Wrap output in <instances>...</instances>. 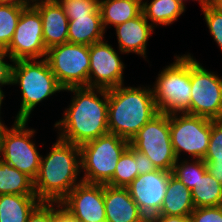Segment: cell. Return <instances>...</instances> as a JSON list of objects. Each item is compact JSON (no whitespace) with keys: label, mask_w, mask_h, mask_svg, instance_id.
<instances>
[{"label":"cell","mask_w":222,"mask_h":222,"mask_svg":"<svg viewBox=\"0 0 222 222\" xmlns=\"http://www.w3.org/2000/svg\"><path fill=\"white\" fill-rule=\"evenodd\" d=\"M96 90V92H95ZM75 95L64 112V118L55 123L61 132L59 139L81 146L108 130V90L91 87H71L65 89ZM99 96H103L100 99Z\"/></svg>","instance_id":"6da1fadb"},{"label":"cell","mask_w":222,"mask_h":222,"mask_svg":"<svg viewBox=\"0 0 222 222\" xmlns=\"http://www.w3.org/2000/svg\"><path fill=\"white\" fill-rule=\"evenodd\" d=\"M80 148L58 138L49 154L41 156L33 181L35 195L42 202H60L77 184L80 174Z\"/></svg>","instance_id":"7a4b0ae2"},{"label":"cell","mask_w":222,"mask_h":222,"mask_svg":"<svg viewBox=\"0 0 222 222\" xmlns=\"http://www.w3.org/2000/svg\"><path fill=\"white\" fill-rule=\"evenodd\" d=\"M123 86L108 90V130L130 142L159 112L150 87Z\"/></svg>","instance_id":"3957f363"},{"label":"cell","mask_w":222,"mask_h":222,"mask_svg":"<svg viewBox=\"0 0 222 222\" xmlns=\"http://www.w3.org/2000/svg\"><path fill=\"white\" fill-rule=\"evenodd\" d=\"M11 84H19L22 92L21 107L15 120L28 121L38 103L56 92L64 91L45 58L14 61Z\"/></svg>","instance_id":"277c9868"},{"label":"cell","mask_w":222,"mask_h":222,"mask_svg":"<svg viewBox=\"0 0 222 222\" xmlns=\"http://www.w3.org/2000/svg\"><path fill=\"white\" fill-rule=\"evenodd\" d=\"M175 58L156 78L152 88L155 105L159 113L190 114V54Z\"/></svg>","instance_id":"5b68a950"},{"label":"cell","mask_w":222,"mask_h":222,"mask_svg":"<svg viewBox=\"0 0 222 222\" xmlns=\"http://www.w3.org/2000/svg\"><path fill=\"white\" fill-rule=\"evenodd\" d=\"M128 145V140L108 132L79 146L81 169L85 172L82 180L87 183L107 184Z\"/></svg>","instance_id":"8992f818"},{"label":"cell","mask_w":222,"mask_h":222,"mask_svg":"<svg viewBox=\"0 0 222 222\" xmlns=\"http://www.w3.org/2000/svg\"><path fill=\"white\" fill-rule=\"evenodd\" d=\"M45 59L64 90L89 87V46L63 43L48 49Z\"/></svg>","instance_id":"52a82bcc"},{"label":"cell","mask_w":222,"mask_h":222,"mask_svg":"<svg viewBox=\"0 0 222 222\" xmlns=\"http://www.w3.org/2000/svg\"><path fill=\"white\" fill-rule=\"evenodd\" d=\"M26 120H15L12 128L0 135V159L26 174L33 181L38 174L41 156L31 138L34 129H28Z\"/></svg>","instance_id":"ba28073f"},{"label":"cell","mask_w":222,"mask_h":222,"mask_svg":"<svg viewBox=\"0 0 222 222\" xmlns=\"http://www.w3.org/2000/svg\"><path fill=\"white\" fill-rule=\"evenodd\" d=\"M129 144L149 158L157 169L172 172L178 160L171 142L169 115L158 113Z\"/></svg>","instance_id":"9c48e42d"},{"label":"cell","mask_w":222,"mask_h":222,"mask_svg":"<svg viewBox=\"0 0 222 222\" xmlns=\"http://www.w3.org/2000/svg\"><path fill=\"white\" fill-rule=\"evenodd\" d=\"M171 142L177 159L186 152L192 159H204L209 146L212 119L188 113L169 115Z\"/></svg>","instance_id":"30bf717a"},{"label":"cell","mask_w":222,"mask_h":222,"mask_svg":"<svg viewBox=\"0 0 222 222\" xmlns=\"http://www.w3.org/2000/svg\"><path fill=\"white\" fill-rule=\"evenodd\" d=\"M190 114L222 119V78L208 72L190 55Z\"/></svg>","instance_id":"8fae6325"},{"label":"cell","mask_w":222,"mask_h":222,"mask_svg":"<svg viewBox=\"0 0 222 222\" xmlns=\"http://www.w3.org/2000/svg\"><path fill=\"white\" fill-rule=\"evenodd\" d=\"M6 51L13 62L45 58L47 48L43 39L42 19L32 4L22 10L13 39Z\"/></svg>","instance_id":"7c38bea8"},{"label":"cell","mask_w":222,"mask_h":222,"mask_svg":"<svg viewBox=\"0 0 222 222\" xmlns=\"http://www.w3.org/2000/svg\"><path fill=\"white\" fill-rule=\"evenodd\" d=\"M59 203L79 222H106L104 184L82 181Z\"/></svg>","instance_id":"4fadbf2b"},{"label":"cell","mask_w":222,"mask_h":222,"mask_svg":"<svg viewBox=\"0 0 222 222\" xmlns=\"http://www.w3.org/2000/svg\"><path fill=\"white\" fill-rule=\"evenodd\" d=\"M105 40L89 46V87L112 89L123 84L124 63Z\"/></svg>","instance_id":"5bb4252c"},{"label":"cell","mask_w":222,"mask_h":222,"mask_svg":"<svg viewBox=\"0 0 222 222\" xmlns=\"http://www.w3.org/2000/svg\"><path fill=\"white\" fill-rule=\"evenodd\" d=\"M172 172L157 169L138 175L126 188L141 213L150 221L158 215L165 197Z\"/></svg>","instance_id":"9a60e30c"},{"label":"cell","mask_w":222,"mask_h":222,"mask_svg":"<svg viewBox=\"0 0 222 222\" xmlns=\"http://www.w3.org/2000/svg\"><path fill=\"white\" fill-rule=\"evenodd\" d=\"M32 5L40 13L43 39L47 50L67 43L69 19L62 5L53 0H38Z\"/></svg>","instance_id":"2e32d148"},{"label":"cell","mask_w":222,"mask_h":222,"mask_svg":"<svg viewBox=\"0 0 222 222\" xmlns=\"http://www.w3.org/2000/svg\"><path fill=\"white\" fill-rule=\"evenodd\" d=\"M106 222H149L126 187L104 184Z\"/></svg>","instance_id":"e0dca14e"},{"label":"cell","mask_w":222,"mask_h":222,"mask_svg":"<svg viewBox=\"0 0 222 222\" xmlns=\"http://www.w3.org/2000/svg\"><path fill=\"white\" fill-rule=\"evenodd\" d=\"M155 25L149 24L143 12L137 17L115 26L120 52H134L146 57V43Z\"/></svg>","instance_id":"ac0fdd59"},{"label":"cell","mask_w":222,"mask_h":222,"mask_svg":"<svg viewBox=\"0 0 222 222\" xmlns=\"http://www.w3.org/2000/svg\"><path fill=\"white\" fill-rule=\"evenodd\" d=\"M194 208L191 190L171 174L158 215L190 216Z\"/></svg>","instance_id":"d6986e66"},{"label":"cell","mask_w":222,"mask_h":222,"mask_svg":"<svg viewBox=\"0 0 222 222\" xmlns=\"http://www.w3.org/2000/svg\"><path fill=\"white\" fill-rule=\"evenodd\" d=\"M104 28L102 25L101 12L98 8L87 17H74L69 20L68 42L90 46L95 42L104 40Z\"/></svg>","instance_id":"ffe728a7"},{"label":"cell","mask_w":222,"mask_h":222,"mask_svg":"<svg viewBox=\"0 0 222 222\" xmlns=\"http://www.w3.org/2000/svg\"><path fill=\"white\" fill-rule=\"evenodd\" d=\"M41 202L36 195H0V222H27Z\"/></svg>","instance_id":"44dd1931"},{"label":"cell","mask_w":222,"mask_h":222,"mask_svg":"<svg viewBox=\"0 0 222 222\" xmlns=\"http://www.w3.org/2000/svg\"><path fill=\"white\" fill-rule=\"evenodd\" d=\"M142 0H99L102 25L114 27L137 17L142 12Z\"/></svg>","instance_id":"7402d4cb"},{"label":"cell","mask_w":222,"mask_h":222,"mask_svg":"<svg viewBox=\"0 0 222 222\" xmlns=\"http://www.w3.org/2000/svg\"><path fill=\"white\" fill-rule=\"evenodd\" d=\"M184 4L183 0H152L150 3L142 2V12L152 24L166 26L175 22L185 11Z\"/></svg>","instance_id":"603a6c76"},{"label":"cell","mask_w":222,"mask_h":222,"mask_svg":"<svg viewBox=\"0 0 222 222\" xmlns=\"http://www.w3.org/2000/svg\"><path fill=\"white\" fill-rule=\"evenodd\" d=\"M35 195L33 180L0 159V195Z\"/></svg>","instance_id":"cb8c5ba5"},{"label":"cell","mask_w":222,"mask_h":222,"mask_svg":"<svg viewBox=\"0 0 222 222\" xmlns=\"http://www.w3.org/2000/svg\"><path fill=\"white\" fill-rule=\"evenodd\" d=\"M195 208L222 206V184L206 171L191 190Z\"/></svg>","instance_id":"d4e9b609"},{"label":"cell","mask_w":222,"mask_h":222,"mask_svg":"<svg viewBox=\"0 0 222 222\" xmlns=\"http://www.w3.org/2000/svg\"><path fill=\"white\" fill-rule=\"evenodd\" d=\"M138 175V166L133 156V147L129 144L118 160L114 175L107 185L127 187Z\"/></svg>","instance_id":"484cf974"},{"label":"cell","mask_w":222,"mask_h":222,"mask_svg":"<svg viewBox=\"0 0 222 222\" xmlns=\"http://www.w3.org/2000/svg\"><path fill=\"white\" fill-rule=\"evenodd\" d=\"M27 5L0 4V47L7 49L11 43L22 10Z\"/></svg>","instance_id":"4316f807"},{"label":"cell","mask_w":222,"mask_h":222,"mask_svg":"<svg viewBox=\"0 0 222 222\" xmlns=\"http://www.w3.org/2000/svg\"><path fill=\"white\" fill-rule=\"evenodd\" d=\"M174 164L172 174L177 177L188 189L192 190L197 181L207 171L203 159H193V162H188L187 159Z\"/></svg>","instance_id":"83f0119b"},{"label":"cell","mask_w":222,"mask_h":222,"mask_svg":"<svg viewBox=\"0 0 222 222\" xmlns=\"http://www.w3.org/2000/svg\"><path fill=\"white\" fill-rule=\"evenodd\" d=\"M202 11L210 34L222 51V10L211 1L202 6Z\"/></svg>","instance_id":"f1b7e54d"},{"label":"cell","mask_w":222,"mask_h":222,"mask_svg":"<svg viewBox=\"0 0 222 222\" xmlns=\"http://www.w3.org/2000/svg\"><path fill=\"white\" fill-rule=\"evenodd\" d=\"M60 4L69 20L90 16L99 8V0H68Z\"/></svg>","instance_id":"f546056e"},{"label":"cell","mask_w":222,"mask_h":222,"mask_svg":"<svg viewBox=\"0 0 222 222\" xmlns=\"http://www.w3.org/2000/svg\"><path fill=\"white\" fill-rule=\"evenodd\" d=\"M204 159H222V119L212 120L209 146Z\"/></svg>","instance_id":"4dcf8cb0"},{"label":"cell","mask_w":222,"mask_h":222,"mask_svg":"<svg viewBox=\"0 0 222 222\" xmlns=\"http://www.w3.org/2000/svg\"><path fill=\"white\" fill-rule=\"evenodd\" d=\"M190 222H222V206L194 208Z\"/></svg>","instance_id":"1f68e13d"},{"label":"cell","mask_w":222,"mask_h":222,"mask_svg":"<svg viewBox=\"0 0 222 222\" xmlns=\"http://www.w3.org/2000/svg\"><path fill=\"white\" fill-rule=\"evenodd\" d=\"M27 222H52V202H41L29 215Z\"/></svg>","instance_id":"d6a6232c"},{"label":"cell","mask_w":222,"mask_h":222,"mask_svg":"<svg viewBox=\"0 0 222 222\" xmlns=\"http://www.w3.org/2000/svg\"><path fill=\"white\" fill-rule=\"evenodd\" d=\"M5 56L6 57L8 56L10 61L13 62L6 49L0 47V94L2 95H4V93L1 90V86L11 85L12 66H13V64H8L4 61Z\"/></svg>","instance_id":"836d02e7"},{"label":"cell","mask_w":222,"mask_h":222,"mask_svg":"<svg viewBox=\"0 0 222 222\" xmlns=\"http://www.w3.org/2000/svg\"><path fill=\"white\" fill-rule=\"evenodd\" d=\"M133 156L138 166V174H146L157 170L152 161L146 155L133 148Z\"/></svg>","instance_id":"e575fe53"},{"label":"cell","mask_w":222,"mask_h":222,"mask_svg":"<svg viewBox=\"0 0 222 222\" xmlns=\"http://www.w3.org/2000/svg\"><path fill=\"white\" fill-rule=\"evenodd\" d=\"M56 204V205H54ZM56 206V208H54ZM52 222H79L59 202H52Z\"/></svg>","instance_id":"d590c367"},{"label":"cell","mask_w":222,"mask_h":222,"mask_svg":"<svg viewBox=\"0 0 222 222\" xmlns=\"http://www.w3.org/2000/svg\"><path fill=\"white\" fill-rule=\"evenodd\" d=\"M207 171L222 184V159H203Z\"/></svg>","instance_id":"8d00e7d4"},{"label":"cell","mask_w":222,"mask_h":222,"mask_svg":"<svg viewBox=\"0 0 222 222\" xmlns=\"http://www.w3.org/2000/svg\"><path fill=\"white\" fill-rule=\"evenodd\" d=\"M149 222H190V216L156 215Z\"/></svg>","instance_id":"74e56055"},{"label":"cell","mask_w":222,"mask_h":222,"mask_svg":"<svg viewBox=\"0 0 222 222\" xmlns=\"http://www.w3.org/2000/svg\"><path fill=\"white\" fill-rule=\"evenodd\" d=\"M2 5H29L26 0H0Z\"/></svg>","instance_id":"f35d334b"},{"label":"cell","mask_w":222,"mask_h":222,"mask_svg":"<svg viewBox=\"0 0 222 222\" xmlns=\"http://www.w3.org/2000/svg\"><path fill=\"white\" fill-rule=\"evenodd\" d=\"M4 99V95L0 94V109H1V104H2V101ZM1 111V110H0ZM1 113V112H0ZM1 118V117H0ZM7 128V126H5L2 122H1V119H0V135L2 134V132Z\"/></svg>","instance_id":"ab89813d"},{"label":"cell","mask_w":222,"mask_h":222,"mask_svg":"<svg viewBox=\"0 0 222 222\" xmlns=\"http://www.w3.org/2000/svg\"><path fill=\"white\" fill-rule=\"evenodd\" d=\"M212 2H213L220 10H222V0H212Z\"/></svg>","instance_id":"60d3db41"},{"label":"cell","mask_w":222,"mask_h":222,"mask_svg":"<svg viewBox=\"0 0 222 222\" xmlns=\"http://www.w3.org/2000/svg\"><path fill=\"white\" fill-rule=\"evenodd\" d=\"M183 1H185V0H183ZM198 1H199V3L201 4V7H202L203 5L211 2L212 0H198Z\"/></svg>","instance_id":"b9f144b4"},{"label":"cell","mask_w":222,"mask_h":222,"mask_svg":"<svg viewBox=\"0 0 222 222\" xmlns=\"http://www.w3.org/2000/svg\"><path fill=\"white\" fill-rule=\"evenodd\" d=\"M29 4H31V3H34V2H36V1H38V0H26Z\"/></svg>","instance_id":"7bdbcfd3"},{"label":"cell","mask_w":222,"mask_h":222,"mask_svg":"<svg viewBox=\"0 0 222 222\" xmlns=\"http://www.w3.org/2000/svg\"><path fill=\"white\" fill-rule=\"evenodd\" d=\"M53 1H55V2H57V3H60V2H62V1H68V0H53Z\"/></svg>","instance_id":"ee69618b"}]
</instances>
